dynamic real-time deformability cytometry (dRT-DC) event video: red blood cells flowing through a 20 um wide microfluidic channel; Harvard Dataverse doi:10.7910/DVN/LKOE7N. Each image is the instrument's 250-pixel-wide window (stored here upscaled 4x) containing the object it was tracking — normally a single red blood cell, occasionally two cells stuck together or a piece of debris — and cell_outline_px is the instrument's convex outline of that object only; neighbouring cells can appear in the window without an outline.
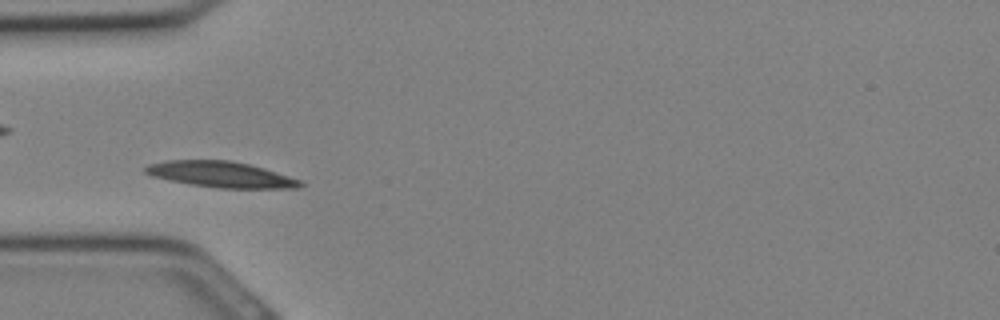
{"species": "Egyptian fruit bat (a non-hibernating species)", "species_latin": "Rousettus aegyptiacus", "temperature_condition": "cold", "stored_images_in_passage": 29, "camera_frame_rate_fps": 3000, "um_per_image_px": 0.085, "animal": {"sex": "female"}, "frame": {"image": 1, "passage_image": 7, "time_ms": 2.0, "image_size_px": [1000, 320], "cell_outline_px": [[304, 184], [300, 188], [216, 188], [168, 180], [152, 176], [144, 172], [144, 168], [148, 164], [168, 160], [228, 160], [248, 164], [264, 168], [300, 180]], "centroid_in_image_um": [18.76, 14.83], "position_along_channel_um": 66.2, "area_um2": 23.24}}
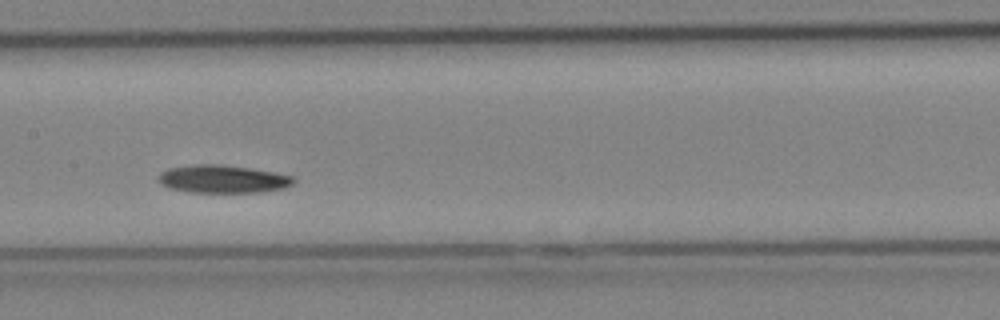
{"frame": {"image": 2, "passage_image": 13, "time_ms": 4.0, "image_size_px": [1000, 320], "cell_outline_px": [[296, 180], [292, 184], [284, 188], [260, 192], [188, 192], [168, 188], [160, 184], [160, 172], [168, 168], [196, 164], [220, 164], [248, 168], [272, 172], [292, 176]], "centroid_in_image_um": [18.91, 15.22], "position_along_channel_um": 188.5, "area_um2": 21.85}}
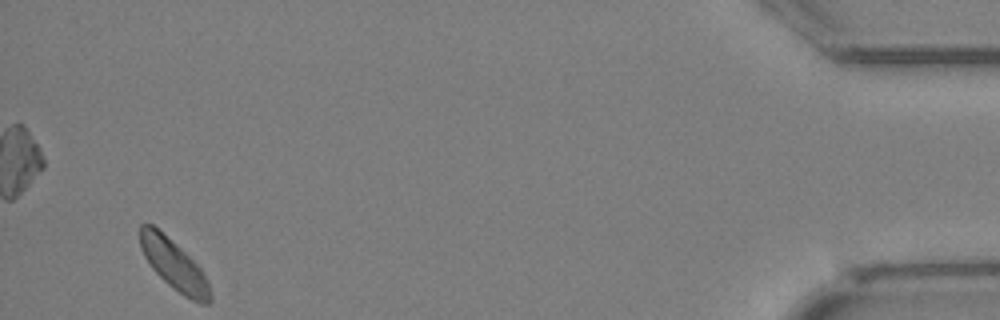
{"frame": {"image": 3, "passage_image": 28, "time_ms": 9.0, "image_size_px": [1000, 320], "cell_outline_px": [[212, 300], [208, 304], [200, 304], [184, 296], [168, 284], [152, 268], [144, 256], [140, 248], [140, 224], [152, 224], [180, 248], [200, 268], [208, 284], [212, 296]], "centroid_in_image_um": [14.78, 22.53], "position_along_channel_um": 420.4, "area_um2": 20.06}}